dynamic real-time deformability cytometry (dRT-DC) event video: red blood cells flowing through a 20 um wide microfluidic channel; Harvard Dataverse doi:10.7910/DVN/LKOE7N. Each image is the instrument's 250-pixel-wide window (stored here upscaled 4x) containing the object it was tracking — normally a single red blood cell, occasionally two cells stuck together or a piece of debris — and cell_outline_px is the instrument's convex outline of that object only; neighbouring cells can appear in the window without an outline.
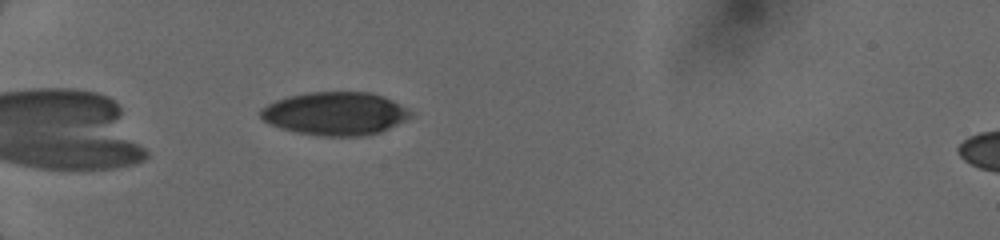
{"species": "human", "species_latin": "Homo sapiens", "temperature_condition": "cold", "stored_images_in_passage": 11, "camera_frame_rate_fps": 3000, "um_per_image_px": 0.085, "donor": {"sex": "female"}, "frame": {"image": 1, "passage_image": 1, "time_ms": 0.0, "image_size_px": [1000, 240], "cell_outline_px": [[416, 116], [380, 132], [364, 136], [320, 136], [280, 128], [264, 120], [260, 116], [260, 108], [276, 100], [288, 96], [308, 92], [372, 92], [392, 100], [408, 108]], "centroid_in_image_um": [28.54, 9.65], "position_along_channel_um": 56.5, "area_um2": 37.86}}
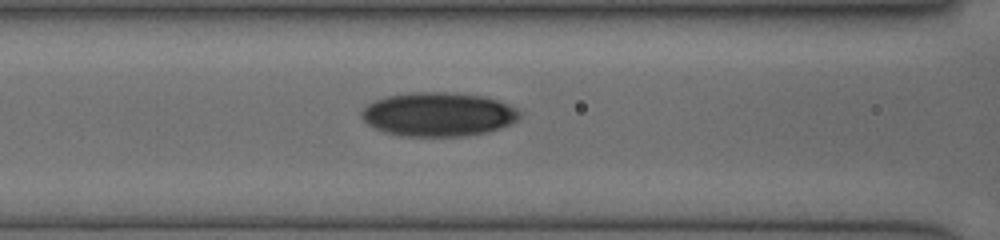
{"frame": {"image": 2, "passage_image": 8, "time_ms": 2.333, "image_size_px": [1000, 240], "cell_outline_px": [[520, 116], [512, 124], [488, 132], [464, 136], [400, 136], [384, 132], [368, 124], [360, 116], [360, 112], [368, 104], [376, 100], [388, 96], [412, 92], [456, 92], [484, 96], [500, 100], [516, 108], [520, 112]], "centroid_in_image_um": [37.28, 9.71], "position_along_channel_um": 129.3, "area_um2": 40.75}}
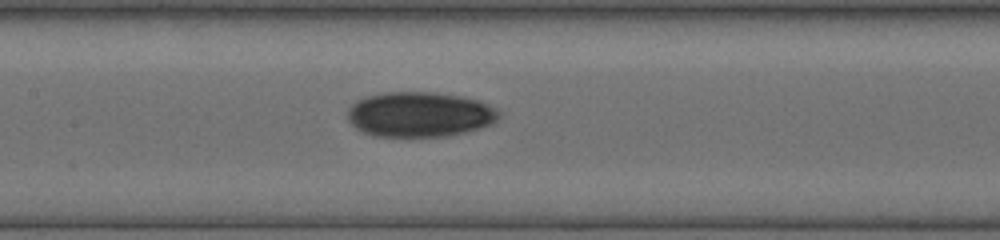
{"frame": {"image": 3, "passage_image": 11, "time_ms": 3.333, "image_size_px": [1000, 240], "cell_outline_px": [[500, 116], [492, 124], [480, 128], [464, 132], [444, 136], [376, 136], [364, 132], [356, 128], [348, 120], [348, 112], [352, 104], [368, 96], [388, 92], [432, 92], [460, 96], [476, 100], [488, 104], [496, 108], [500, 112]], "centroid_in_image_um": [35.7, 9.72], "position_along_channel_um": 171.7, "area_um2": 39.36}}